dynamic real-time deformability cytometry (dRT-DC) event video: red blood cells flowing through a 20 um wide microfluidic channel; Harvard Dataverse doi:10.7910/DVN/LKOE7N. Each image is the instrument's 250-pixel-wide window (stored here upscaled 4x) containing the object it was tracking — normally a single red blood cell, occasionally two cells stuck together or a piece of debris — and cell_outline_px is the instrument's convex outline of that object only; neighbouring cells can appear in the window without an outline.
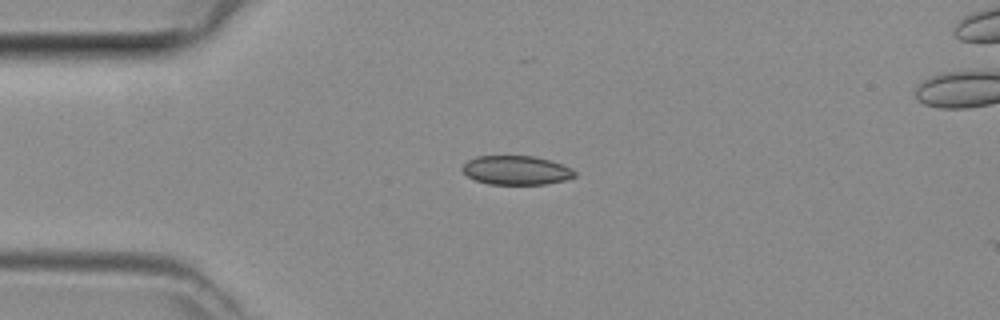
{"species": "common noctule bat (a hibernating species)", "species_latin": "Nyctalus noctula", "temperature_condition": "room temperature", "stored_images_in_passage": 6, "camera_frame_rate_fps": 3000, "um_per_image_px": 0.085, "animal": {"sex": "female", "body_mass_g": 29.2, "forearm_length_mm": 56.3}, "frame": {"image": 1, "passage_image": 3, "time_ms": 0.667, "image_size_px": [1000, 320], "cell_outline_px": [[576, 176], [564, 180], [544, 184], [488, 184], [476, 180], [468, 176], [460, 168], [468, 160], [476, 156], [536, 156], [572, 168], [576, 172]], "centroid_in_image_um": [43.87, 14.47], "position_along_channel_um": 41.1, "area_um2": 18.9}}
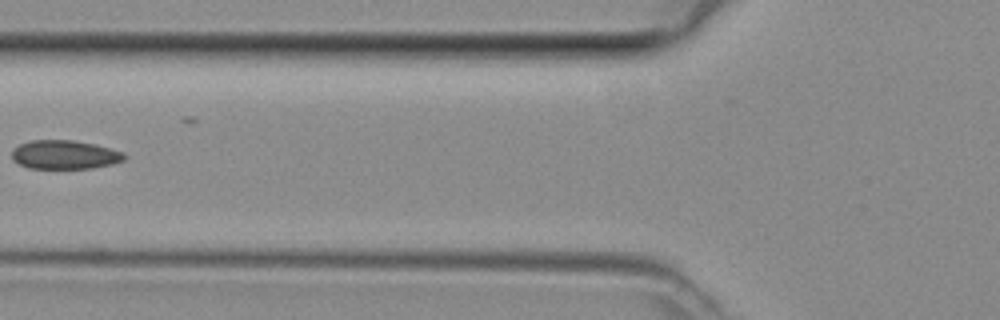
{"frame": {"image": 2, "passage_image": 5, "time_ms": 1.333, "image_size_px": [1000, 320], "cell_outline_px": [[128, 156], [124, 160], [112, 164], [92, 168], [28, 168], [12, 160], [12, 148], [20, 144], [32, 140], [72, 140], [96, 144], [124, 152]], "centroid_in_image_um": [5.51, 13.14], "position_along_channel_um": 120.3, "area_um2": 19.02}}